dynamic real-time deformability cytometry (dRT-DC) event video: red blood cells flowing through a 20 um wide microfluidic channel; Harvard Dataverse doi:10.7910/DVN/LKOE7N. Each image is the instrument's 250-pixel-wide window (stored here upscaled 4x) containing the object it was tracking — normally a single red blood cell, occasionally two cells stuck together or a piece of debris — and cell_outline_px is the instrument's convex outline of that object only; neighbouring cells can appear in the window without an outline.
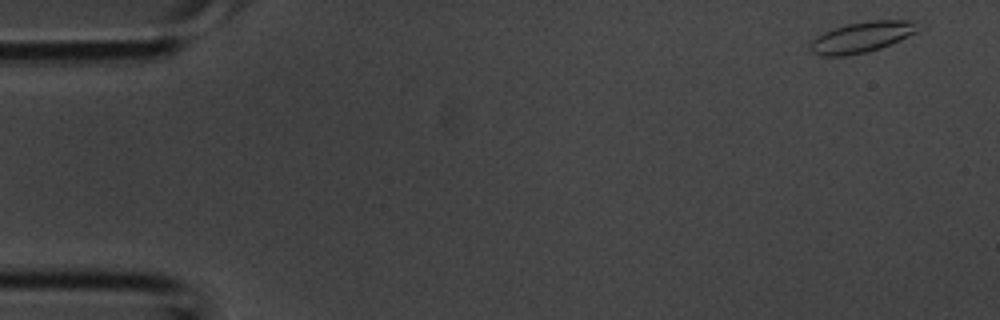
{"species": "common noctule bat (a hibernating species)", "species_latin": "Nyctalus noctula", "temperature_condition": "room temperature", "stored_images_in_passage": 4, "camera_frame_rate_fps": 3000, "um_per_image_px": 0.085, "animal": {"sex": "male", "body_mass_g": 20.1, "forearm_length_mm": 53.5}, "frame": {"image": 1, "passage_image": 1, "time_ms": 0.0, "image_size_px": [1000, 320], "cell_outline_px": [[924, 28], [900, 40], [880, 48], [868, 52], [848, 56], [820, 56], [812, 52], [808, 48], [812, 40], [816, 36], [832, 28], [848, 24], [872, 20], [916, 20], [924, 24]], "centroid_in_image_um": [73.31, 3.14], "position_along_channel_um": 11.7, "area_um2": 19.77}}